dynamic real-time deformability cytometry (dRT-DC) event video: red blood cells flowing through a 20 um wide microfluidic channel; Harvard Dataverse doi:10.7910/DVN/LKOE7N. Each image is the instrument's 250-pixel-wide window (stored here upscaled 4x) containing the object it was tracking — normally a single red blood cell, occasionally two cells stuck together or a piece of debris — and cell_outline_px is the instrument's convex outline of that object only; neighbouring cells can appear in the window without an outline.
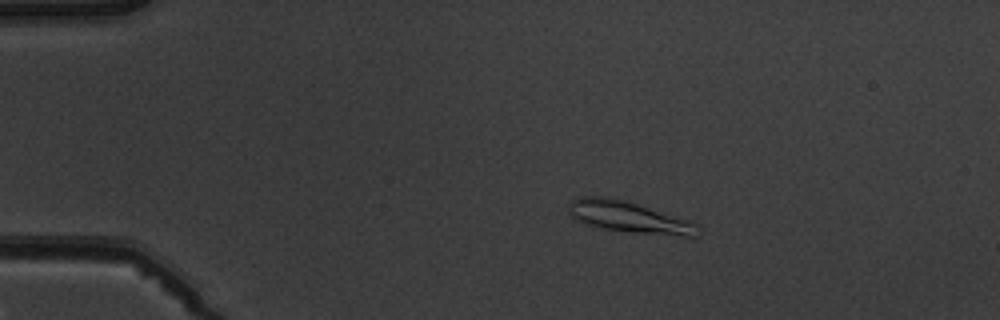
{"species": "common noctule bat (a hibernating species)", "species_latin": "Nyctalus noctula", "temperature_condition": "warm", "stored_images_in_passage": 6, "camera_frame_rate_fps": 3000, "um_per_image_px": 0.085, "animal": {"sex": "male", "body_mass_g": 19.5, "forearm_length_mm": 54.6}, "frame": {"image": 1, "passage_image": 4, "time_ms": 3.333, "image_size_px": [1000, 320], "cell_outline_px": [[700, 224], [696, 236], [680, 236], [632, 232], [604, 228], [584, 224], [576, 220], [568, 212], [568, 208], [572, 200], [580, 196], [604, 196], [624, 200], [688, 220]], "centroid_in_image_um": [53.43, 18.45], "position_along_channel_um": 31.6, "area_um2": 23.29}}
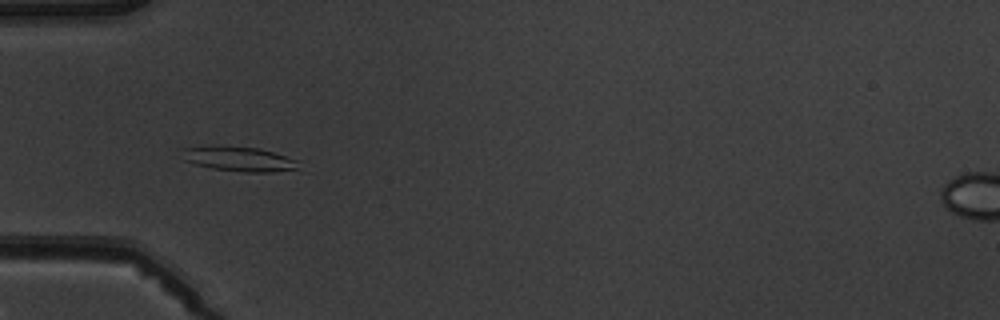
{"frame": {"image": 2, "passage_image": 6, "time_ms": 5.667, "image_size_px": [1000, 320], "cell_outline_px": [[296, 168], [272, 172], [244, 172], [212, 168], [196, 164], [184, 160], [184, 148], [260, 148], [296, 160]], "centroid_in_image_um": [20.36, 13.55], "position_along_channel_um": 64.6, "area_um2": 15.49}}